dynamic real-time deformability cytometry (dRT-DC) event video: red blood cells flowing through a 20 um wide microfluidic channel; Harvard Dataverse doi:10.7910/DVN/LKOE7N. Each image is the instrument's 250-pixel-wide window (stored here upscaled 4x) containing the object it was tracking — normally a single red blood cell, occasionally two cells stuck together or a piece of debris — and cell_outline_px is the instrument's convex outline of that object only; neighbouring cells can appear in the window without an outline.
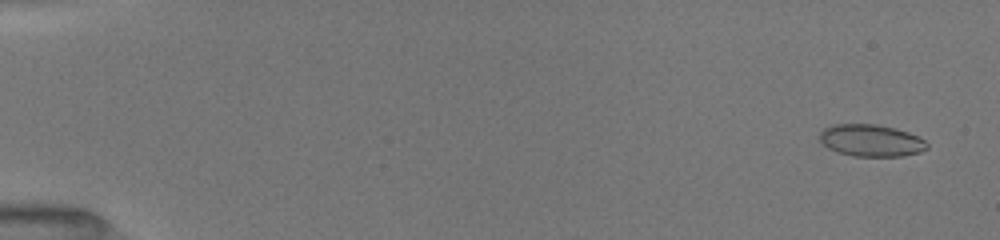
{"species": "common noctule bat (a hibernating species)", "species_latin": "Nyctalus noctula", "temperature_condition": "room temperature", "stored_images_in_passage": 52, "camera_frame_rate_fps": 3000, "um_per_image_px": 0.085, "animal": {"sex": "female", "body_mass_g": 19.5, "forearm_length_mm": 54.1}, "frame": {"image": 1, "passage_image": 3, "time_ms": 0.667, "image_size_px": [1000, 240], "cell_outline_px": [[928, 148], [920, 152], [904, 156], [852, 156], [836, 152], [828, 148], [820, 140], [820, 132], [824, 128], [832, 124], [876, 124], [908, 132], [924, 140], [928, 144]], "centroid_in_image_um": [74.02, 11.95], "position_along_channel_um": 11.0, "area_um2": 20.0}}
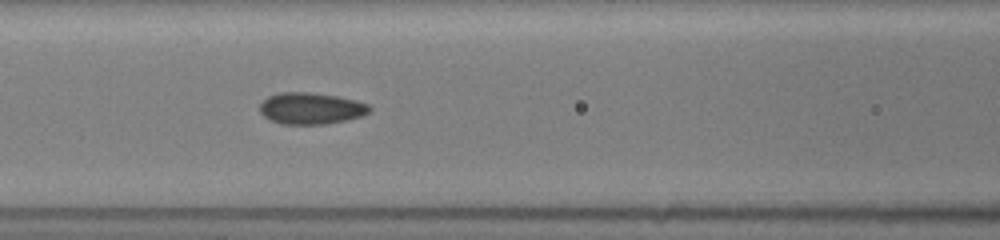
{"frame": {"image": 2, "passage_image": 24, "time_ms": 7.667, "image_size_px": [1000, 240], "cell_outline_px": [[372, 108], [364, 116], [324, 124], [280, 124], [264, 116], [260, 112], [260, 104], [268, 96], [280, 92], [312, 92], [336, 96], [356, 100], [368, 104]], "centroid_in_image_um": [26.44, 9.2], "position_along_channel_um": 140.2, "area_um2": 20.17}}
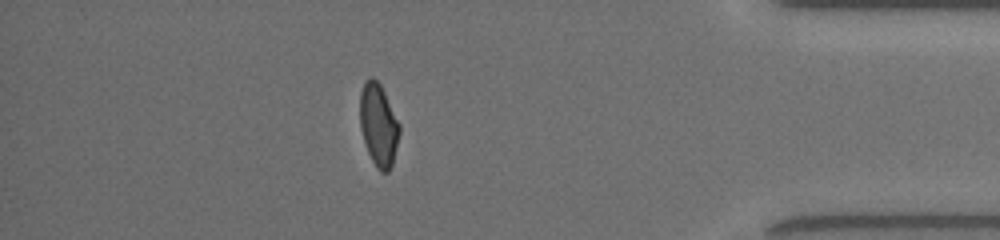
{"frame": {"image": 3, "passage_image": 46, "time_ms": 15.0, "image_size_px": [1000, 240], "cell_outline_px": [[400, 132], [392, 164], [388, 172], [380, 172], [376, 168], [368, 152], [360, 128], [360, 92], [364, 80], [368, 76], [372, 76], [380, 84], [400, 124]], "centroid_in_image_um": [32.16, 10.59], "position_along_channel_um": 403.0, "area_um2": 19.02}, "authors_computed_cell_mechanics": {"area_um2": 19.8254, "velocity_mm_per_s": 4.0454, "shape_relaxation_time_tau1_ms": 5.379, "shape_relaxation_time_tau2_ms": 1.5856, "deformation_change_tau1": 0.1278, "deformation_change_tau2": 0.0594}}